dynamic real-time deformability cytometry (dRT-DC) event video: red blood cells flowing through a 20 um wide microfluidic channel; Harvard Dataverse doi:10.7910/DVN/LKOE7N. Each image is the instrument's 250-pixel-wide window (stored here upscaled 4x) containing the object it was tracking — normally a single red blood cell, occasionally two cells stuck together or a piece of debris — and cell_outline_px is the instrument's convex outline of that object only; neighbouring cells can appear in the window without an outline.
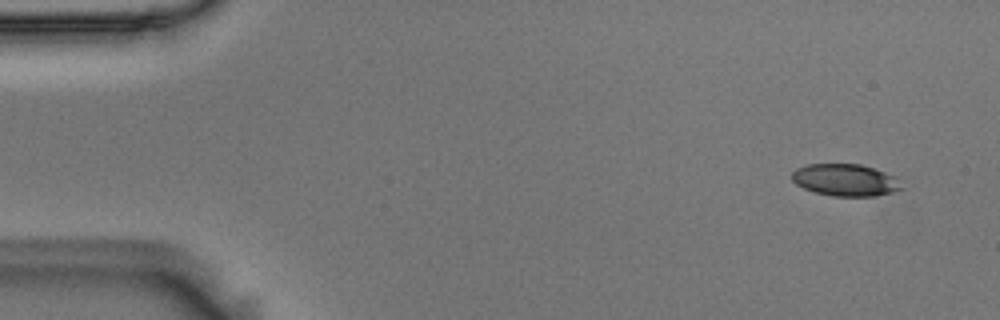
{"species": "Egyptian fruit bat (a non-hibernating species)", "species_latin": "Rousettus aegyptiacus", "temperature_condition": "room temperature", "stored_images_in_passage": 6, "camera_frame_rate_fps": 3000, "um_per_image_px": 0.085, "animal": {"sex": "male"}, "frame": {"image": 1, "passage_image": 2, "time_ms": 0.333, "image_size_px": [1000, 320], "cell_outline_px": [[904, 188], [892, 192], [876, 196], [832, 196], [816, 192], [804, 188], [796, 184], [792, 180], [792, 172], [796, 168], [808, 164], [860, 164], [896, 176]], "centroid_in_image_um": [71.86, 15.3], "position_along_channel_um": 13.1, "area_um2": 20.46}}